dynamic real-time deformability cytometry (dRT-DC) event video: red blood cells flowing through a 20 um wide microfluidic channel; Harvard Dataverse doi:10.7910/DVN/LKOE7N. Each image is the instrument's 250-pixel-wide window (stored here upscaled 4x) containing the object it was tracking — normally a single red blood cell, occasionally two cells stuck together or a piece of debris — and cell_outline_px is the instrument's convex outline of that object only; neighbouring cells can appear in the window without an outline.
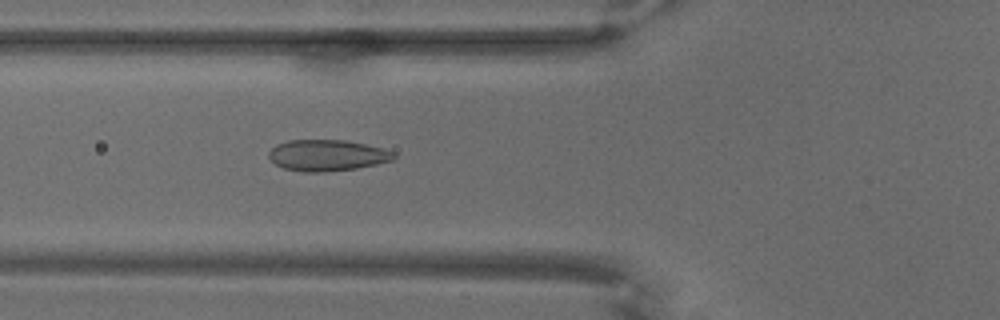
{"species": "common noctule bat (a hibernating species)", "species_latin": "Nyctalus noctula", "temperature_condition": "warm", "stored_images_in_passage": 71, "camera_frame_rate_fps": 3000, "um_per_image_px": 0.085, "animal": {"sex": "male", "body_mass_g": 18.8}, "frame": {"image": 1, "passage_image": 27, "time_ms": 8.667, "image_size_px": [1000, 320], "cell_outline_px": [[396, 160], [356, 168], [320, 172], [304, 172], [284, 168], [276, 164], [268, 156], [268, 152], [276, 144], [288, 140], [344, 140], [384, 148], [392, 152], [396, 156]], "centroid_in_image_um": [27.81, 13.2], "position_along_channel_um": 98.0, "area_um2": 22.66}}
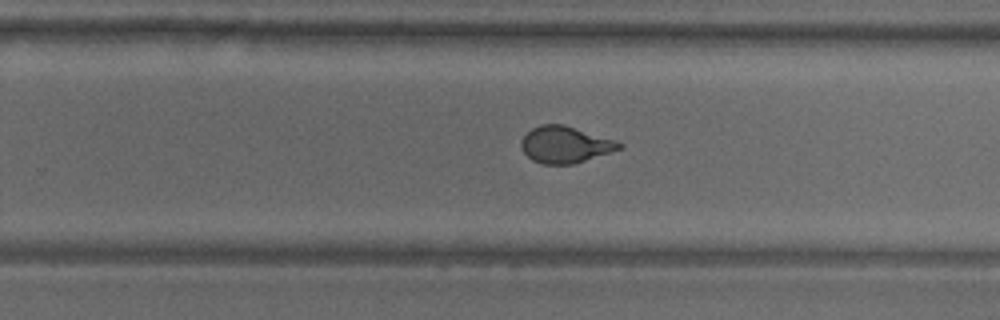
{"frame": {"image": 2, "passage_image": 46, "time_ms": 15.0, "image_size_px": [1000, 320], "cell_outline_px": [[624, 148], [572, 164], [544, 164], [532, 160], [520, 148], [520, 140], [532, 128], [540, 124], [564, 124], [616, 140], [624, 144]], "centroid_in_image_um": [48.04, 12.28], "position_along_channel_um": 281.8, "area_um2": 20.98}}
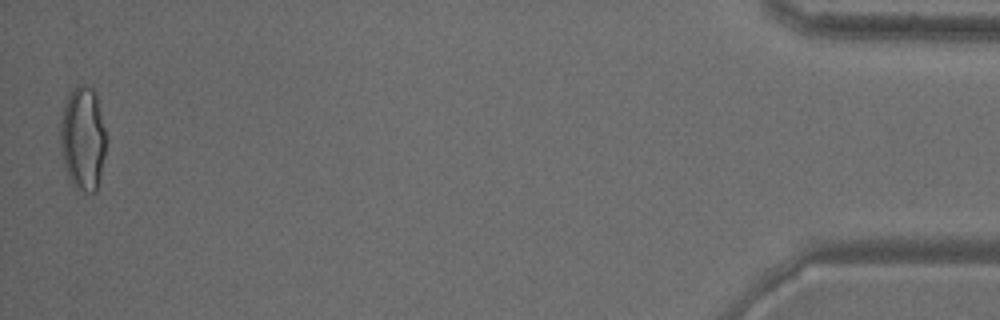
{"frame": {"image": 3, "passage_image": 70, "time_ms": 23.0, "image_size_px": [1000, 320], "cell_outline_px": [[104, 156], [100, 176], [96, 192], [88, 192], [76, 188], [72, 184], [68, 176], [60, 152], [60, 120], [68, 92], [72, 88], [80, 84], [84, 84], [92, 88], [96, 92], [104, 128]], "centroid_in_image_um": [7.01, 11.74], "position_along_channel_um": 428.2, "area_um2": 27.69}}